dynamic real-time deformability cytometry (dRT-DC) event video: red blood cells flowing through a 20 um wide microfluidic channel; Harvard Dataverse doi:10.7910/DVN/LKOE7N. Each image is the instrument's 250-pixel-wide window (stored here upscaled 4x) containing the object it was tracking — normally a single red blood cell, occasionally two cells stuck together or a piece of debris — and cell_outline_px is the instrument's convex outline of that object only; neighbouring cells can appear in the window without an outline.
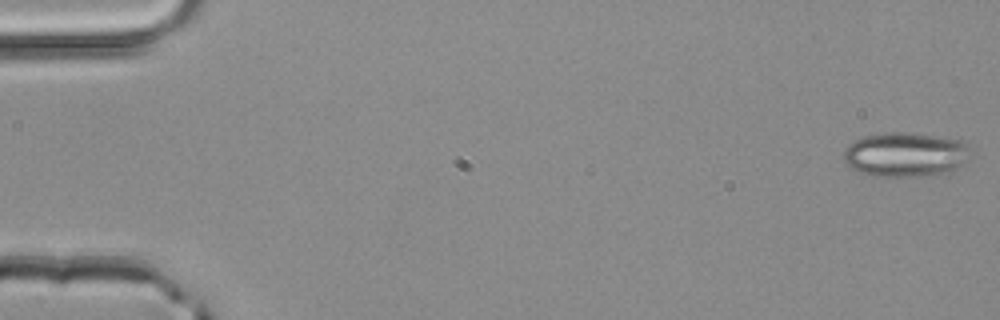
{"species": "common noctule bat (a hibernating species)", "species_latin": "Nyctalus noctula", "temperature_condition": "room temperature", "stored_images_in_passage": 4, "camera_frame_rate_fps": 3000, "um_per_image_px": 0.085, "animal": {"sex": "male", "body_mass_g": 20.4}, "frame": {"image": 1, "passage_image": 1, "time_ms": 0.0, "image_size_px": [1000, 320], "cell_outline_px": [[976, 148], [968, 160], [956, 168], [948, 172], [924, 176], [872, 176], [860, 172], [852, 168], [844, 160], [844, 148], [848, 144], [864, 136], [884, 132], [900, 132], [964, 140]], "centroid_in_image_um": [77.03, 13.13], "position_along_channel_um": 8.0, "area_um2": 33.23}}
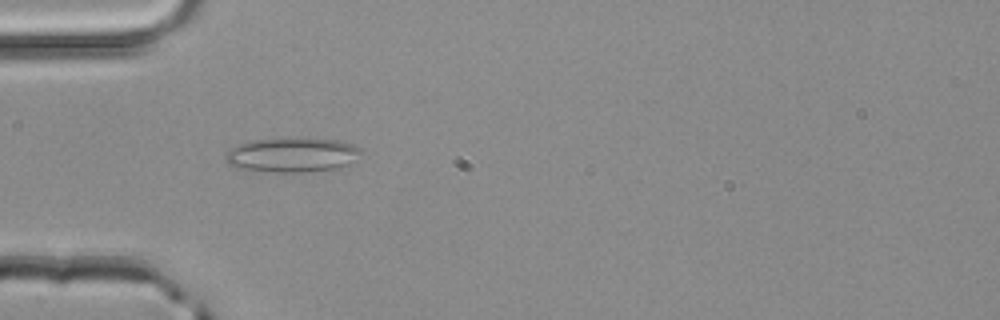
{"frame": {"image": 2, "passage_image": 4, "time_ms": 1.0, "image_size_px": [1000, 320], "cell_outline_px": [[360, 152], [348, 164], [340, 168], [308, 172], [276, 172], [236, 168], [228, 164], [224, 160], [224, 152], [240, 144], [252, 140], [308, 136], [336, 140], [352, 144], [360, 148]], "centroid_in_image_um": [24.79, 13.14], "position_along_channel_um": 60.2, "area_um2": 27.74}}